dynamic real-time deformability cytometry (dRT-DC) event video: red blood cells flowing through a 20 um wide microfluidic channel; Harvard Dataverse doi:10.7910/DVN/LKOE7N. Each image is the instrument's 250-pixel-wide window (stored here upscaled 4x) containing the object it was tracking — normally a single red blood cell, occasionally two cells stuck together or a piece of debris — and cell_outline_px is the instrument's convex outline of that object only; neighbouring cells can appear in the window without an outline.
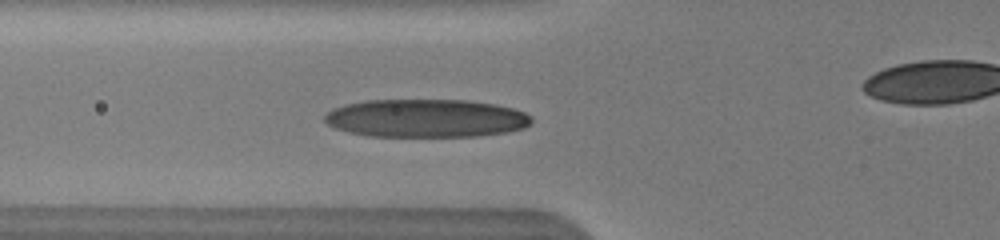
{"species": "human", "species_latin": "Homo sapiens", "temperature_condition": "warm", "stored_images_in_passage": 52, "camera_frame_rate_fps": 3000, "um_per_image_px": 0.085, "donor": {"sex": "male"}, "frame": {"image": 1, "passage_image": 16, "time_ms": 3.333, "image_size_px": [1000, 240], "cell_outline_px": [[532, 124], [524, 128], [508, 132], [476, 136], [368, 136], [348, 132], [336, 128], [328, 124], [324, 120], [324, 116], [332, 108], [344, 104], [368, 100], [468, 100], [496, 104], [512, 108], [524, 112], [532, 116]], "centroid_in_image_um": [36.23, 10.05], "position_along_channel_um": 89.6, "area_um2": 46.24}, "authors_computed_cell_mechanics": {"area_um2": 44.795, "velocity_mm_per_s": 3.9605, "shape_relaxation_time_tau1_ms": 3.0035, "shape_relaxation_time_tau2_ms": 0.8758, "deformation_change_tau1": 0.183, "deformation_change_tau2": 0.0872}}